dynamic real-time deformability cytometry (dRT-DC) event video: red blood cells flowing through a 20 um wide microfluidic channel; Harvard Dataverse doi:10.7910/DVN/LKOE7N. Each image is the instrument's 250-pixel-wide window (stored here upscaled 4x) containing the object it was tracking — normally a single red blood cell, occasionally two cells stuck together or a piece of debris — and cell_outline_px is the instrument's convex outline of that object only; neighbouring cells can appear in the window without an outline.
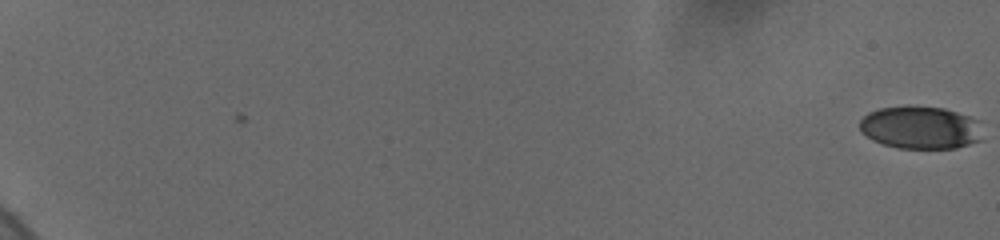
{"species": "human", "species_latin": "Homo sapiens", "temperature_condition": "cold", "stored_images_in_passage": 54, "camera_frame_rate_fps": 3000, "um_per_image_px": 0.085, "donor": {"sex": "female"}, "frame": {"image": 1, "passage_image": 1, "time_ms": 0.0, "image_size_px": [1000, 240], "cell_outline_px": [[984, 140], [956, 148], [900, 148], [884, 144], [872, 140], [860, 128], [860, 120], [868, 112], [880, 108], [944, 108], [980, 120]], "centroid_in_image_um": [78.32, 10.88], "position_along_channel_um": 6.7, "area_um2": 30.23}}
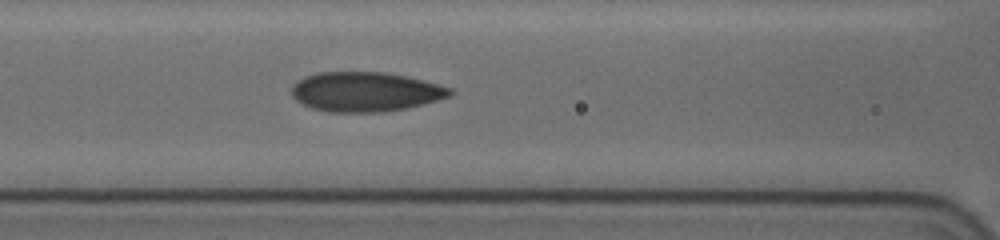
{"frame": {"image": 2, "passage_image": 32, "time_ms": 10.0, "image_size_px": [1000, 240], "cell_outline_px": [[452, 92], [448, 96], [436, 100], [404, 108], [384, 112], [328, 112], [312, 108], [296, 100], [292, 96], [292, 84], [296, 80], [304, 76], [316, 72], [384, 72], [404, 76], [452, 88]], "centroid_in_image_um": [30.97, 7.79], "position_along_channel_um": 135.6, "area_um2": 36.24}}
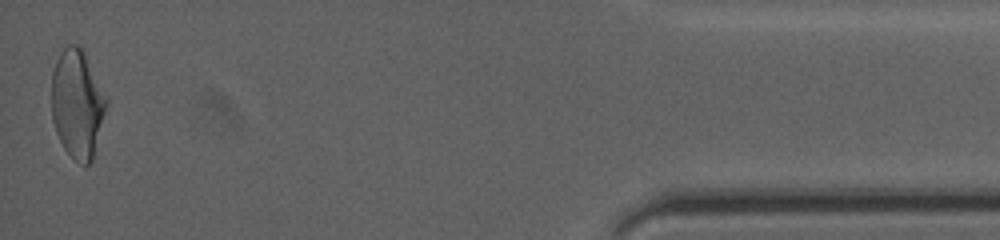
{"frame": {"image": 3, "passage_image": 54, "time_ms": 19.667, "image_size_px": [1000, 240], "cell_outline_px": [[108, 104], [92, 160], [88, 164], [84, 164], [76, 160], [64, 148], [56, 132], [52, 120], [52, 72], [56, 60], [60, 52], [68, 44], [80, 44], [84, 48], [108, 100]], "centroid_in_image_um": [6.58, 8.75], "position_along_channel_um": 428.6, "area_um2": 34.85}, "authors_computed_cell_mechanics": {"area_um2": 35.0268, "velocity_mm_per_s": 3.6957, "shape_relaxation_time_tau1_ms": 7.5558, "shape_relaxation_time_tau2_ms": 1.3431, "deformation_change_tau1": 0.1685, "deformation_change_tau2": 0.0746}}